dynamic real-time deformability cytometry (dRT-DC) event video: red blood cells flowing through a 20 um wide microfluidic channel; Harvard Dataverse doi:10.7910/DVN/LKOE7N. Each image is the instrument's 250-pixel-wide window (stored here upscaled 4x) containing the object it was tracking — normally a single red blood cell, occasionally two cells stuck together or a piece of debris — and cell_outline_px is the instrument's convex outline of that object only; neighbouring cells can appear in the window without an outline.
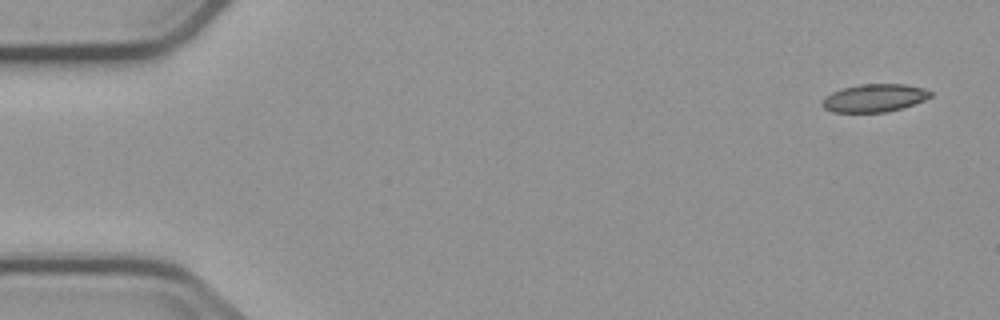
{"species": "common noctule bat (a hibernating species)", "species_latin": "Nyctalus noctula", "temperature_condition": "cold", "stored_images_in_passage": 6, "camera_frame_rate_fps": 3000, "um_per_image_px": 0.085, "animal": {"sex": "male", "body_mass_g": 23.1, "forearm_length_mm": 52.7}, "frame": {"image": 1, "passage_image": 1, "time_ms": 0.0, "image_size_px": [1000, 320], "cell_outline_px": [[932, 96], [924, 100], [904, 108], [888, 112], [832, 112], [824, 108], [820, 104], [820, 100], [824, 96], [840, 88], [860, 84], [904, 84], [924, 88], [932, 92]], "centroid_in_image_um": [74.29, 8.33], "position_along_channel_um": 10.7, "area_um2": 17.92}}
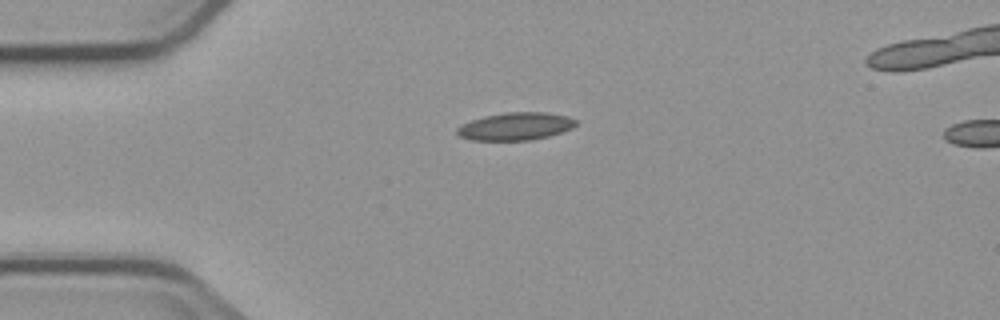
{"frame": {"image": 2, "passage_image": 4, "time_ms": 3.667, "image_size_px": [1000, 320], "cell_outline_px": [[576, 124], [572, 128], [548, 136], [532, 140], [472, 140], [460, 136], [456, 132], [456, 128], [460, 124], [484, 116], [504, 112], [548, 112], [568, 116], [576, 120]], "centroid_in_image_um": [43.81, 10.73], "position_along_channel_um": 41.2, "area_um2": 19.19}}